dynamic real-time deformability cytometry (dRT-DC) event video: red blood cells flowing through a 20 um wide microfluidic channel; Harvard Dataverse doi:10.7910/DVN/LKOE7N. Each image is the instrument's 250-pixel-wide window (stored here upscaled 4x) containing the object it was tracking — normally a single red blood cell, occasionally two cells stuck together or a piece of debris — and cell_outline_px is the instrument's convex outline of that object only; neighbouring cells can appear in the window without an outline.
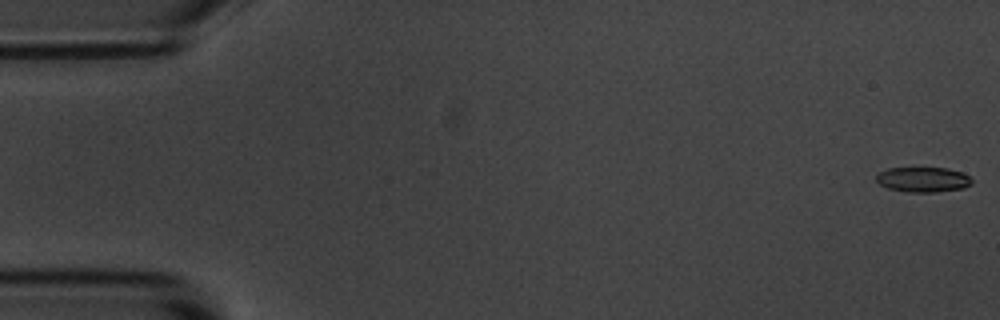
{"species": "common noctule bat (a hibernating species)", "species_latin": "Nyctalus noctula", "temperature_condition": "room temperature", "stored_images_in_passage": 6, "camera_frame_rate_fps": 3000, "um_per_image_px": 0.085, "animal": {"sex": "male", "body_mass_g": 20.1, "forearm_length_mm": 53.5}, "frame": {"image": 1, "passage_image": 1, "time_ms": 0.0, "image_size_px": [1000, 320], "cell_outline_px": [[972, 184], [964, 188], [936, 192], [908, 192], [888, 188], [880, 184], [876, 180], [876, 176], [880, 172], [888, 168], [948, 168], [960, 172], [968, 176], [972, 180]], "centroid_in_image_um": [78.47, 15.26], "position_along_channel_um": 6.5, "area_um2": 13.87}}
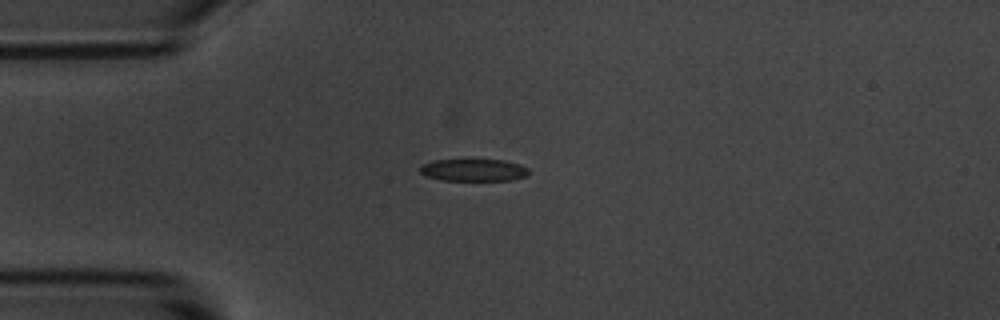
{"frame": {"image": 2, "passage_image": 5, "time_ms": 4.333, "image_size_px": [1000, 320], "cell_outline_px": [[528, 172], [524, 176], [512, 180], [440, 180], [424, 176], [420, 172], [420, 164], [432, 160], [504, 160], [520, 164], [528, 168]], "centroid_in_image_um": [40.19, 14.45], "position_along_channel_um": 44.8, "area_um2": 14.1}}
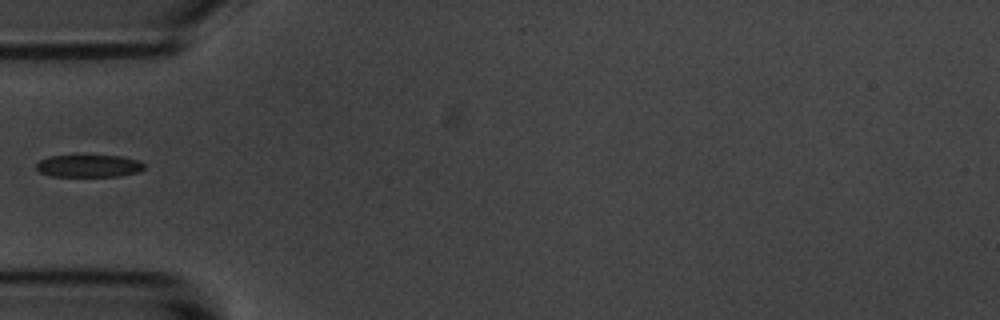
{"frame": {"image": 3, "passage_image": 6, "time_ms": 5.667, "image_size_px": [1000, 320], "cell_outline_px": [[144, 168], [136, 172], [116, 176], [52, 176], [40, 172], [36, 168], [36, 164], [40, 160], [48, 156], [120, 156], [140, 160], [144, 164]], "centroid_in_image_um": [7.53, 14.1], "position_along_channel_um": 77.5, "area_um2": 13.87}}